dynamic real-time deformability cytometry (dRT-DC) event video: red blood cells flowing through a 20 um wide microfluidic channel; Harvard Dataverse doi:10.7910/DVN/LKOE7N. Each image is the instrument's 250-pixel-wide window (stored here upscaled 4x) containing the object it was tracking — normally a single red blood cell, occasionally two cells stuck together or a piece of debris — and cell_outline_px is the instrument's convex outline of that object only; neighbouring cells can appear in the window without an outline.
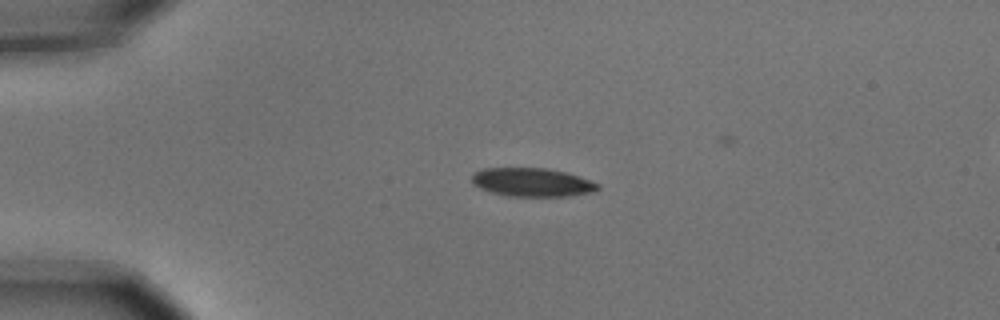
{"species": "common noctule bat (a hibernating species)", "species_latin": "Nyctalus noctula", "temperature_condition": "cold", "stored_images_in_passage": 3, "camera_frame_rate_fps": 3000, "um_per_image_px": 0.085, "animal": {"sex": "male", "body_mass_g": 15.6}, "frame": {"image": 1, "passage_image": 1, "time_ms": 0.0, "image_size_px": [1000, 320], "cell_outline_px": [[600, 188], [596, 192], [564, 196], [508, 196], [492, 192], [480, 188], [472, 184], [472, 172], [480, 168], [548, 168], [580, 176], [600, 184]], "centroid_in_image_um": [45.23, 15.49], "position_along_channel_um": 39.8, "area_um2": 21.15}}